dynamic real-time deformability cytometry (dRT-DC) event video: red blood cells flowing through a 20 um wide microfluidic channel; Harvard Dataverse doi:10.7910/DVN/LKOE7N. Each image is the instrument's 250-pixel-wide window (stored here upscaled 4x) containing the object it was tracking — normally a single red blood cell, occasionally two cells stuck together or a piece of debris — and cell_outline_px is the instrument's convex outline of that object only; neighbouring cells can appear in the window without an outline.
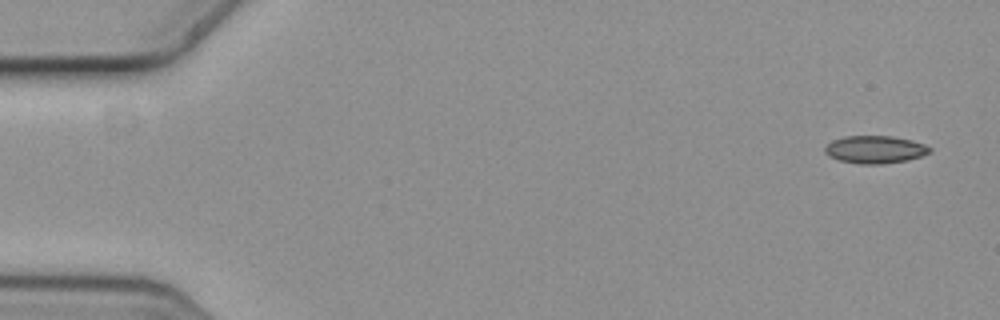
{"species": "common noctule bat (a hibernating species)", "species_latin": "Nyctalus noctula", "temperature_condition": "cold", "stored_images_in_passage": 5, "camera_frame_rate_fps": 3000, "um_per_image_px": 0.085, "animal": {"sex": "female", "body_mass_g": 19.3, "forearm_length_mm": 54.1}, "frame": {"image": 1, "passage_image": 1, "time_ms": 0.0, "image_size_px": [1000, 320], "cell_outline_px": [[932, 152], [908, 160], [880, 164], [860, 164], [840, 160], [828, 156], [824, 152], [824, 148], [832, 140], [844, 136], [892, 136], [912, 140], [924, 144], [932, 148]], "centroid_in_image_um": [74.38, 12.7], "position_along_channel_um": 10.6, "area_um2": 16.94}}
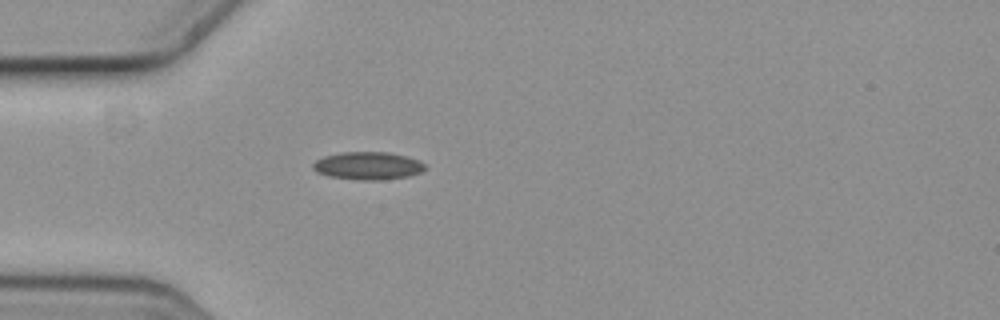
{"frame": {"image": 2, "passage_image": 5, "time_ms": 1.333, "image_size_px": [1000, 320], "cell_outline_px": [[424, 168], [420, 172], [408, 176], [380, 180], [360, 180], [332, 176], [316, 172], [312, 168], [312, 164], [316, 160], [324, 156], [340, 152], [388, 152], [408, 156], [420, 160], [424, 164]], "centroid_in_image_um": [31.27, 14.08], "position_along_channel_um": 53.7, "area_um2": 18.09}}